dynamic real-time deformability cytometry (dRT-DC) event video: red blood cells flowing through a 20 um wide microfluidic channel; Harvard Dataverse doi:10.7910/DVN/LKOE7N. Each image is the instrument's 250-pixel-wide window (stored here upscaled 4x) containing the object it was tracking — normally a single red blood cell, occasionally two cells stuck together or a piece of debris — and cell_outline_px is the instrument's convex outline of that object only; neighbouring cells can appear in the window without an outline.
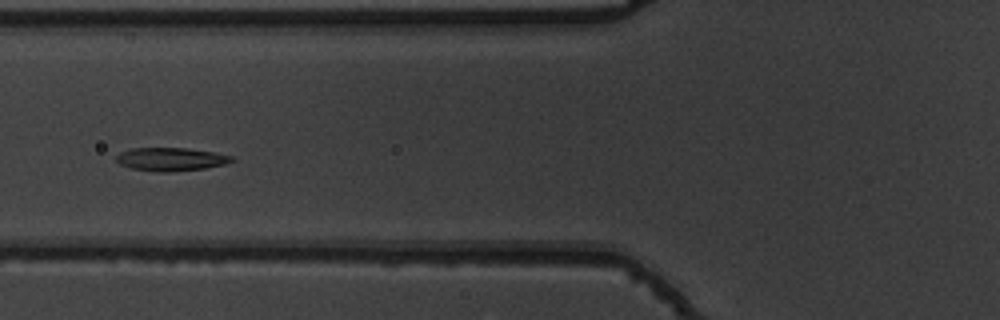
{"species": "common noctule bat (a hibernating species)", "species_latin": "Nyctalus noctula", "temperature_condition": "warm", "stored_images_in_passage": 38, "camera_frame_rate_fps": 3000, "um_per_image_px": 0.085, "animal": {"sex": "male", "body_mass_g": 19.5, "forearm_length_mm": 54.6}, "frame": {"image": 1, "passage_image": 6, "time_ms": 1.667, "image_size_px": [1000, 320], "cell_outline_px": [[236, 160], [224, 164], [204, 168], [168, 172], [156, 172], [132, 168], [120, 164], [116, 160], [116, 156], [120, 152], [132, 148], [188, 148], [212, 152], [232, 156]], "centroid_in_image_um": [14.51, 13.53], "position_along_channel_um": 111.3, "area_um2": 15.55}}
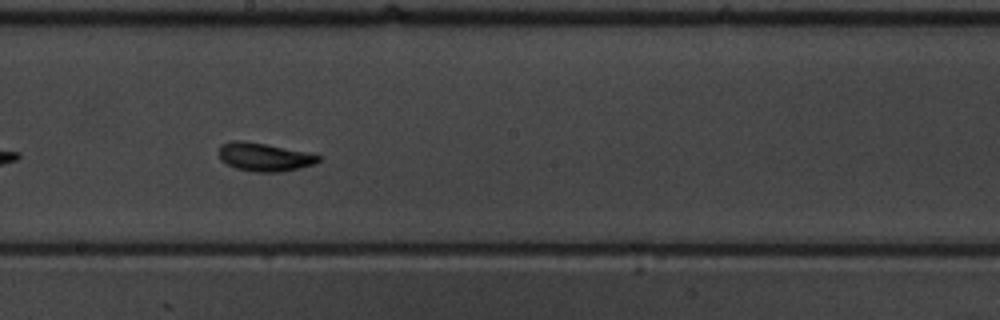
{"frame": {"image": 2, "passage_image": 15, "time_ms": 4.667, "image_size_px": [1000, 320], "cell_outline_px": [[320, 160], [316, 164], [300, 168], [280, 172], [256, 172], [236, 168], [220, 160], [220, 144], [232, 140], [240, 140], [264, 144], [304, 152], [320, 156]], "centroid_in_image_um": [22.45, 13.35], "position_along_channel_um": 225.8, "area_um2": 16.18}}
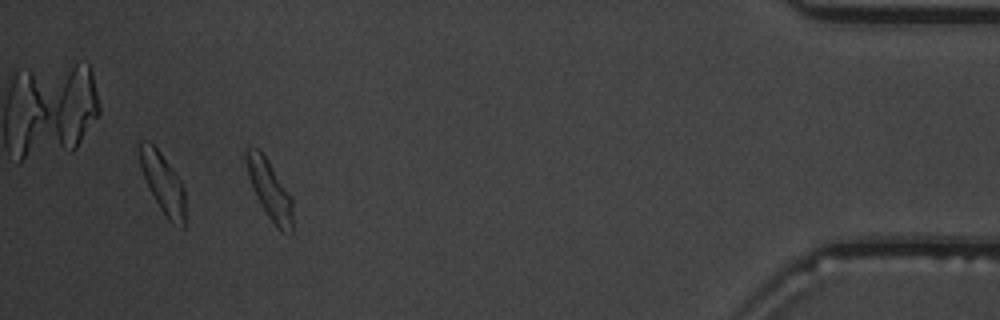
{"frame": {"image": 3, "passage_image": 34, "time_ms": 11.0, "image_size_px": [1000, 320], "cell_outline_px": [[292, 236], [276, 228], [260, 204], [252, 188], [248, 176], [244, 156], [244, 148], [256, 148], [268, 160], [292, 196]], "centroid_in_image_um": [22.92, 16.15], "position_along_channel_um": 412.3, "area_um2": 16.13}, "authors_computed_cell_mechanics": {"area_um2": 15.7794, "velocity_mm_per_s": 3.8243, "shape_relaxation_time_tau1_ms": 1.8034, "shape_relaxation_time_tau2_ms": 1.3472, "deformation_change_tau1": 0.1258, "deformation_change_tau2": 0.0676}}